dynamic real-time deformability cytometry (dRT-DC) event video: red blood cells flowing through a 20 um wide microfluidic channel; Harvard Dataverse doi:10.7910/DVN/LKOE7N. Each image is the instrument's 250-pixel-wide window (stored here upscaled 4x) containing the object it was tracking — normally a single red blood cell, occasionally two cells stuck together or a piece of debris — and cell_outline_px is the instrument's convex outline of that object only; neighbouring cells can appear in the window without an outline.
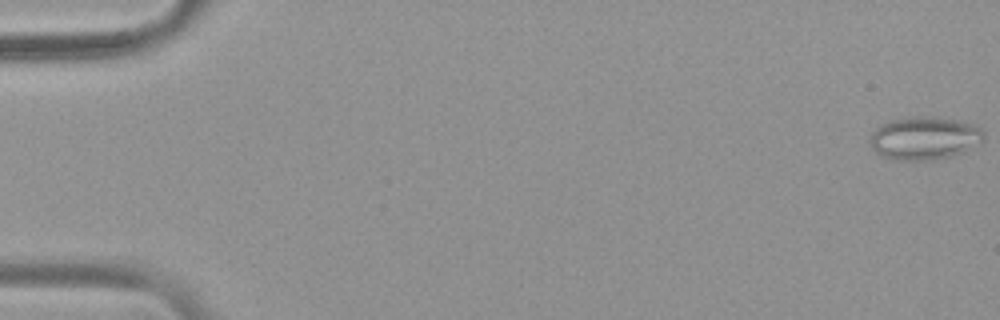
{"species": "common noctule bat (a hibernating species)", "species_latin": "Nyctalus noctula", "temperature_condition": "warm", "stored_images_in_passage": 54, "camera_frame_rate_fps": 3000, "um_per_image_px": 0.085, "animal": {"sex": "female", "body_mass_g": 19.9}, "frame": {"image": 1, "passage_image": 1, "time_ms": 0.0, "image_size_px": [1000, 320], "cell_outline_px": [[984, 140], [980, 144], [964, 152], [932, 160], [896, 160], [880, 156], [868, 144], [868, 140], [872, 132], [880, 124], [892, 120], [908, 116], [936, 116], [976, 124], [984, 128]], "centroid_in_image_um": [78.59, 11.73], "position_along_channel_um": 6.4, "area_um2": 29.19}}
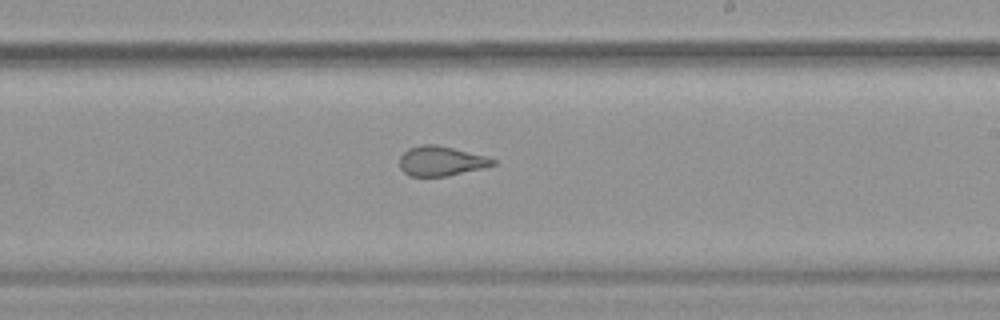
{"frame": {"image": 2, "passage_image": 33, "time_ms": 10.667, "image_size_px": [1000, 320], "cell_outline_px": [[496, 164], [484, 168], [448, 176], [408, 176], [400, 168], [400, 156], [408, 148], [420, 144], [436, 144], [484, 156], [496, 160]], "centroid_in_image_um": [37.46, 13.69], "position_along_channel_um": 251.5, "area_um2": 16.13}}
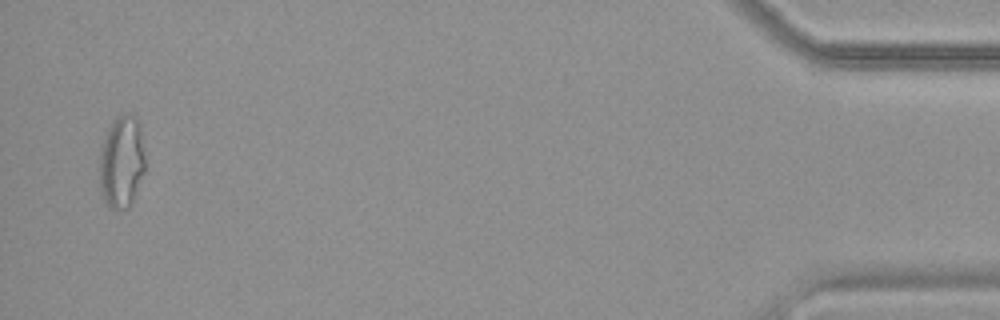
{"frame": {"image": 3, "passage_image": 53, "time_ms": 17.333, "image_size_px": [1000, 320], "cell_outline_px": [[144, 172], [132, 204], [128, 208], [108, 208], [100, 192], [100, 152], [104, 136], [112, 120], [116, 116], [132, 112], [136, 116], [140, 128], [144, 156]], "centroid_in_image_um": [10.33, 13.74], "position_along_channel_um": 424.9, "area_um2": 24.8}, "authors_computed_cell_mechanics": {"area_um2": 21.4438, "velocity_mm_per_s": 3.7837, "shape_relaxation_time_tau1_ms": null, "shape_relaxation_time_tau2_ms": 1.1346, "deformation_change_tau1": null, "deformation_change_tau2": 0.0967}}